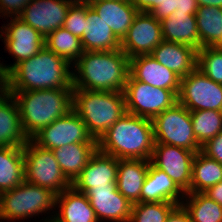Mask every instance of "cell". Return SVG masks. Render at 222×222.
<instances>
[{
  "label": "cell",
  "mask_w": 222,
  "mask_h": 222,
  "mask_svg": "<svg viewBox=\"0 0 222 222\" xmlns=\"http://www.w3.org/2000/svg\"><path fill=\"white\" fill-rule=\"evenodd\" d=\"M71 64L44 46L37 54L15 65L3 78L5 91L73 88Z\"/></svg>",
  "instance_id": "cell-1"
},
{
  "label": "cell",
  "mask_w": 222,
  "mask_h": 222,
  "mask_svg": "<svg viewBox=\"0 0 222 222\" xmlns=\"http://www.w3.org/2000/svg\"><path fill=\"white\" fill-rule=\"evenodd\" d=\"M73 63L78 71L77 74L72 71L74 89L124 92L130 59L121 49L84 51Z\"/></svg>",
  "instance_id": "cell-2"
},
{
  "label": "cell",
  "mask_w": 222,
  "mask_h": 222,
  "mask_svg": "<svg viewBox=\"0 0 222 222\" xmlns=\"http://www.w3.org/2000/svg\"><path fill=\"white\" fill-rule=\"evenodd\" d=\"M154 143L152 119L128 112L97 140L101 152L129 160H150Z\"/></svg>",
  "instance_id": "cell-3"
},
{
  "label": "cell",
  "mask_w": 222,
  "mask_h": 222,
  "mask_svg": "<svg viewBox=\"0 0 222 222\" xmlns=\"http://www.w3.org/2000/svg\"><path fill=\"white\" fill-rule=\"evenodd\" d=\"M74 88L6 91L18 105L21 126L28 139L73 109Z\"/></svg>",
  "instance_id": "cell-4"
},
{
  "label": "cell",
  "mask_w": 222,
  "mask_h": 222,
  "mask_svg": "<svg viewBox=\"0 0 222 222\" xmlns=\"http://www.w3.org/2000/svg\"><path fill=\"white\" fill-rule=\"evenodd\" d=\"M73 110L98 140L126 113L124 92L73 90Z\"/></svg>",
  "instance_id": "cell-5"
},
{
  "label": "cell",
  "mask_w": 222,
  "mask_h": 222,
  "mask_svg": "<svg viewBox=\"0 0 222 222\" xmlns=\"http://www.w3.org/2000/svg\"><path fill=\"white\" fill-rule=\"evenodd\" d=\"M57 194L51 189L23 181L0 194V219L19 220L52 210Z\"/></svg>",
  "instance_id": "cell-6"
},
{
  "label": "cell",
  "mask_w": 222,
  "mask_h": 222,
  "mask_svg": "<svg viewBox=\"0 0 222 222\" xmlns=\"http://www.w3.org/2000/svg\"><path fill=\"white\" fill-rule=\"evenodd\" d=\"M25 181L60 194L72 183L63 174L52 150L29 139L23 146Z\"/></svg>",
  "instance_id": "cell-7"
},
{
  "label": "cell",
  "mask_w": 222,
  "mask_h": 222,
  "mask_svg": "<svg viewBox=\"0 0 222 222\" xmlns=\"http://www.w3.org/2000/svg\"><path fill=\"white\" fill-rule=\"evenodd\" d=\"M154 141L189 151H201L193 133L190 111L178 102L152 119Z\"/></svg>",
  "instance_id": "cell-8"
},
{
  "label": "cell",
  "mask_w": 222,
  "mask_h": 222,
  "mask_svg": "<svg viewBox=\"0 0 222 222\" xmlns=\"http://www.w3.org/2000/svg\"><path fill=\"white\" fill-rule=\"evenodd\" d=\"M126 112L153 119L178 102L172 91L135 80L130 74L124 89Z\"/></svg>",
  "instance_id": "cell-9"
},
{
  "label": "cell",
  "mask_w": 222,
  "mask_h": 222,
  "mask_svg": "<svg viewBox=\"0 0 222 222\" xmlns=\"http://www.w3.org/2000/svg\"><path fill=\"white\" fill-rule=\"evenodd\" d=\"M178 103L190 112L196 110L222 111V84L214 82L196 68L180 79Z\"/></svg>",
  "instance_id": "cell-10"
},
{
  "label": "cell",
  "mask_w": 222,
  "mask_h": 222,
  "mask_svg": "<svg viewBox=\"0 0 222 222\" xmlns=\"http://www.w3.org/2000/svg\"><path fill=\"white\" fill-rule=\"evenodd\" d=\"M31 140L41 148L48 150H54L71 143H97L73 109L42 128Z\"/></svg>",
  "instance_id": "cell-11"
},
{
  "label": "cell",
  "mask_w": 222,
  "mask_h": 222,
  "mask_svg": "<svg viewBox=\"0 0 222 222\" xmlns=\"http://www.w3.org/2000/svg\"><path fill=\"white\" fill-rule=\"evenodd\" d=\"M10 23L2 26L0 38L3 37L5 48L15 57L14 64L4 66L0 63V77L3 78L15 65L31 58L45 46V38L19 17H11Z\"/></svg>",
  "instance_id": "cell-12"
},
{
  "label": "cell",
  "mask_w": 222,
  "mask_h": 222,
  "mask_svg": "<svg viewBox=\"0 0 222 222\" xmlns=\"http://www.w3.org/2000/svg\"><path fill=\"white\" fill-rule=\"evenodd\" d=\"M197 152L199 151L154 143L150 161L164 171L184 193H190L192 164Z\"/></svg>",
  "instance_id": "cell-13"
},
{
  "label": "cell",
  "mask_w": 222,
  "mask_h": 222,
  "mask_svg": "<svg viewBox=\"0 0 222 222\" xmlns=\"http://www.w3.org/2000/svg\"><path fill=\"white\" fill-rule=\"evenodd\" d=\"M162 41L160 21L150 13L138 12L120 42V49L131 59L151 54Z\"/></svg>",
  "instance_id": "cell-14"
},
{
  "label": "cell",
  "mask_w": 222,
  "mask_h": 222,
  "mask_svg": "<svg viewBox=\"0 0 222 222\" xmlns=\"http://www.w3.org/2000/svg\"><path fill=\"white\" fill-rule=\"evenodd\" d=\"M76 0H31L18 16L44 38L63 27L70 6Z\"/></svg>",
  "instance_id": "cell-15"
},
{
  "label": "cell",
  "mask_w": 222,
  "mask_h": 222,
  "mask_svg": "<svg viewBox=\"0 0 222 222\" xmlns=\"http://www.w3.org/2000/svg\"><path fill=\"white\" fill-rule=\"evenodd\" d=\"M85 194L99 222L100 219L113 222L130 221L132 203L117 190L116 183L92 187Z\"/></svg>",
  "instance_id": "cell-16"
},
{
  "label": "cell",
  "mask_w": 222,
  "mask_h": 222,
  "mask_svg": "<svg viewBox=\"0 0 222 222\" xmlns=\"http://www.w3.org/2000/svg\"><path fill=\"white\" fill-rule=\"evenodd\" d=\"M118 162L116 157L97 149L72 186L77 191L86 193L92 187L116 183Z\"/></svg>",
  "instance_id": "cell-17"
},
{
  "label": "cell",
  "mask_w": 222,
  "mask_h": 222,
  "mask_svg": "<svg viewBox=\"0 0 222 222\" xmlns=\"http://www.w3.org/2000/svg\"><path fill=\"white\" fill-rule=\"evenodd\" d=\"M130 75L142 83L172 90L178 96L181 78L150 54L139 55L130 59Z\"/></svg>",
  "instance_id": "cell-18"
},
{
  "label": "cell",
  "mask_w": 222,
  "mask_h": 222,
  "mask_svg": "<svg viewBox=\"0 0 222 222\" xmlns=\"http://www.w3.org/2000/svg\"><path fill=\"white\" fill-rule=\"evenodd\" d=\"M150 55L180 78L197 68L198 51L189 45L163 40Z\"/></svg>",
  "instance_id": "cell-19"
},
{
  "label": "cell",
  "mask_w": 222,
  "mask_h": 222,
  "mask_svg": "<svg viewBox=\"0 0 222 222\" xmlns=\"http://www.w3.org/2000/svg\"><path fill=\"white\" fill-rule=\"evenodd\" d=\"M12 94L0 89V147H23L28 141Z\"/></svg>",
  "instance_id": "cell-20"
},
{
  "label": "cell",
  "mask_w": 222,
  "mask_h": 222,
  "mask_svg": "<svg viewBox=\"0 0 222 222\" xmlns=\"http://www.w3.org/2000/svg\"><path fill=\"white\" fill-rule=\"evenodd\" d=\"M101 19L122 40L126 35L138 10L129 0H87Z\"/></svg>",
  "instance_id": "cell-21"
},
{
  "label": "cell",
  "mask_w": 222,
  "mask_h": 222,
  "mask_svg": "<svg viewBox=\"0 0 222 222\" xmlns=\"http://www.w3.org/2000/svg\"><path fill=\"white\" fill-rule=\"evenodd\" d=\"M185 193L162 170L151 162L141 189V202H171L181 204Z\"/></svg>",
  "instance_id": "cell-22"
},
{
  "label": "cell",
  "mask_w": 222,
  "mask_h": 222,
  "mask_svg": "<svg viewBox=\"0 0 222 222\" xmlns=\"http://www.w3.org/2000/svg\"><path fill=\"white\" fill-rule=\"evenodd\" d=\"M58 204L59 213L52 216L57 222H99L86 194L73 186L57 194Z\"/></svg>",
  "instance_id": "cell-23"
},
{
  "label": "cell",
  "mask_w": 222,
  "mask_h": 222,
  "mask_svg": "<svg viewBox=\"0 0 222 222\" xmlns=\"http://www.w3.org/2000/svg\"><path fill=\"white\" fill-rule=\"evenodd\" d=\"M121 40L99 17L87 1V20L81 38L84 51H111L120 49Z\"/></svg>",
  "instance_id": "cell-24"
},
{
  "label": "cell",
  "mask_w": 222,
  "mask_h": 222,
  "mask_svg": "<svg viewBox=\"0 0 222 222\" xmlns=\"http://www.w3.org/2000/svg\"><path fill=\"white\" fill-rule=\"evenodd\" d=\"M150 162V160L119 159L116 187L132 204L141 202V189Z\"/></svg>",
  "instance_id": "cell-25"
},
{
  "label": "cell",
  "mask_w": 222,
  "mask_h": 222,
  "mask_svg": "<svg viewBox=\"0 0 222 222\" xmlns=\"http://www.w3.org/2000/svg\"><path fill=\"white\" fill-rule=\"evenodd\" d=\"M97 149V143H71L52 151L63 174L73 183Z\"/></svg>",
  "instance_id": "cell-26"
},
{
  "label": "cell",
  "mask_w": 222,
  "mask_h": 222,
  "mask_svg": "<svg viewBox=\"0 0 222 222\" xmlns=\"http://www.w3.org/2000/svg\"><path fill=\"white\" fill-rule=\"evenodd\" d=\"M163 40L200 49L195 14L177 13L160 21Z\"/></svg>",
  "instance_id": "cell-27"
},
{
  "label": "cell",
  "mask_w": 222,
  "mask_h": 222,
  "mask_svg": "<svg viewBox=\"0 0 222 222\" xmlns=\"http://www.w3.org/2000/svg\"><path fill=\"white\" fill-rule=\"evenodd\" d=\"M202 47H222V8L198 6L195 14Z\"/></svg>",
  "instance_id": "cell-28"
},
{
  "label": "cell",
  "mask_w": 222,
  "mask_h": 222,
  "mask_svg": "<svg viewBox=\"0 0 222 222\" xmlns=\"http://www.w3.org/2000/svg\"><path fill=\"white\" fill-rule=\"evenodd\" d=\"M25 180L23 147H0V194Z\"/></svg>",
  "instance_id": "cell-29"
},
{
  "label": "cell",
  "mask_w": 222,
  "mask_h": 222,
  "mask_svg": "<svg viewBox=\"0 0 222 222\" xmlns=\"http://www.w3.org/2000/svg\"><path fill=\"white\" fill-rule=\"evenodd\" d=\"M219 182H222V165L201 151L197 152L192 164L190 193L205 192Z\"/></svg>",
  "instance_id": "cell-30"
},
{
  "label": "cell",
  "mask_w": 222,
  "mask_h": 222,
  "mask_svg": "<svg viewBox=\"0 0 222 222\" xmlns=\"http://www.w3.org/2000/svg\"><path fill=\"white\" fill-rule=\"evenodd\" d=\"M185 196L188 200L181 204L189 213L192 222H222V205L204 192L185 193Z\"/></svg>",
  "instance_id": "cell-31"
},
{
  "label": "cell",
  "mask_w": 222,
  "mask_h": 222,
  "mask_svg": "<svg viewBox=\"0 0 222 222\" xmlns=\"http://www.w3.org/2000/svg\"><path fill=\"white\" fill-rule=\"evenodd\" d=\"M45 46L56 55L66 59L71 65L84 53L81 39L64 27H60L49 34L45 38Z\"/></svg>",
  "instance_id": "cell-32"
},
{
  "label": "cell",
  "mask_w": 222,
  "mask_h": 222,
  "mask_svg": "<svg viewBox=\"0 0 222 222\" xmlns=\"http://www.w3.org/2000/svg\"><path fill=\"white\" fill-rule=\"evenodd\" d=\"M190 115L193 133L201 146L222 132V111L196 110Z\"/></svg>",
  "instance_id": "cell-33"
},
{
  "label": "cell",
  "mask_w": 222,
  "mask_h": 222,
  "mask_svg": "<svg viewBox=\"0 0 222 222\" xmlns=\"http://www.w3.org/2000/svg\"><path fill=\"white\" fill-rule=\"evenodd\" d=\"M178 204L171 202H138L132 204L129 222H165Z\"/></svg>",
  "instance_id": "cell-34"
},
{
  "label": "cell",
  "mask_w": 222,
  "mask_h": 222,
  "mask_svg": "<svg viewBox=\"0 0 222 222\" xmlns=\"http://www.w3.org/2000/svg\"><path fill=\"white\" fill-rule=\"evenodd\" d=\"M197 68L214 82L222 84V48L202 47L199 49Z\"/></svg>",
  "instance_id": "cell-35"
},
{
  "label": "cell",
  "mask_w": 222,
  "mask_h": 222,
  "mask_svg": "<svg viewBox=\"0 0 222 222\" xmlns=\"http://www.w3.org/2000/svg\"><path fill=\"white\" fill-rule=\"evenodd\" d=\"M87 20V0H76L69 8L63 27L79 37L83 36Z\"/></svg>",
  "instance_id": "cell-36"
},
{
  "label": "cell",
  "mask_w": 222,
  "mask_h": 222,
  "mask_svg": "<svg viewBox=\"0 0 222 222\" xmlns=\"http://www.w3.org/2000/svg\"><path fill=\"white\" fill-rule=\"evenodd\" d=\"M201 152L222 165V132L208 140L201 147Z\"/></svg>",
  "instance_id": "cell-37"
},
{
  "label": "cell",
  "mask_w": 222,
  "mask_h": 222,
  "mask_svg": "<svg viewBox=\"0 0 222 222\" xmlns=\"http://www.w3.org/2000/svg\"><path fill=\"white\" fill-rule=\"evenodd\" d=\"M31 0H0V13L7 17H18L23 8L30 2Z\"/></svg>",
  "instance_id": "cell-38"
},
{
  "label": "cell",
  "mask_w": 222,
  "mask_h": 222,
  "mask_svg": "<svg viewBox=\"0 0 222 222\" xmlns=\"http://www.w3.org/2000/svg\"><path fill=\"white\" fill-rule=\"evenodd\" d=\"M175 11L174 0H163L150 14L157 20L161 21L169 17Z\"/></svg>",
  "instance_id": "cell-39"
},
{
  "label": "cell",
  "mask_w": 222,
  "mask_h": 222,
  "mask_svg": "<svg viewBox=\"0 0 222 222\" xmlns=\"http://www.w3.org/2000/svg\"><path fill=\"white\" fill-rule=\"evenodd\" d=\"M165 222H192L189 213L182 204L176 205L166 218Z\"/></svg>",
  "instance_id": "cell-40"
},
{
  "label": "cell",
  "mask_w": 222,
  "mask_h": 222,
  "mask_svg": "<svg viewBox=\"0 0 222 222\" xmlns=\"http://www.w3.org/2000/svg\"><path fill=\"white\" fill-rule=\"evenodd\" d=\"M175 11L173 14H196L198 4L196 0H174Z\"/></svg>",
  "instance_id": "cell-41"
},
{
  "label": "cell",
  "mask_w": 222,
  "mask_h": 222,
  "mask_svg": "<svg viewBox=\"0 0 222 222\" xmlns=\"http://www.w3.org/2000/svg\"><path fill=\"white\" fill-rule=\"evenodd\" d=\"M129 1L139 12L150 13L163 0H129Z\"/></svg>",
  "instance_id": "cell-42"
},
{
  "label": "cell",
  "mask_w": 222,
  "mask_h": 222,
  "mask_svg": "<svg viewBox=\"0 0 222 222\" xmlns=\"http://www.w3.org/2000/svg\"><path fill=\"white\" fill-rule=\"evenodd\" d=\"M212 200L222 205V182L209 187L205 192Z\"/></svg>",
  "instance_id": "cell-43"
},
{
  "label": "cell",
  "mask_w": 222,
  "mask_h": 222,
  "mask_svg": "<svg viewBox=\"0 0 222 222\" xmlns=\"http://www.w3.org/2000/svg\"><path fill=\"white\" fill-rule=\"evenodd\" d=\"M198 6H216L222 8V0H196Z\"/></svg>",
  "instance_id": "cell-44"
},
{
  "label": "cell",
  "mask_w": 222,
  "mask_h": 222,
  "mask_svg": "<svg viewBox=\"0 0 222 222\" xmlns=\"http://www.w3.org/2000/svg\"><path fill=\"white\" fill-rule=\"evenodd\" d=\"M45 221H46V222H57V221L54 220L52 217H50V219H48V220L46 219ZM45 221H44V222H45Z\"/></svg>",
  "instance_id": "cell-45"
},
{
  "label": "cell",
  "mask_w": 222,
  "mask_h": 222,
  "mask_svg": "<svg viewBox=\"0 0 222 222\" xmlns=\"http://www.w3.org/2000/svg\"><path fill=\"white\" fill-rule=\"evenodd\" d=\"M2 88V78L0 77V89Z\"/></svg>",
  "instance_id": "cell-46"
}]
</instances>
